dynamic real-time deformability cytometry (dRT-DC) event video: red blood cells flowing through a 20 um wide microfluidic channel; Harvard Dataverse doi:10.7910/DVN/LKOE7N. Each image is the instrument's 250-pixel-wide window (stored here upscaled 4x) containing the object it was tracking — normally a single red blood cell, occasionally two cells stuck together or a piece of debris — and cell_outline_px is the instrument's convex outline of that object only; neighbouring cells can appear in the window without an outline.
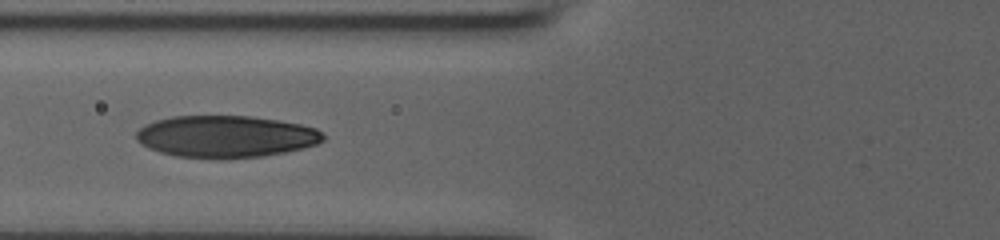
{"species": "human", "species_latin": "Homo sapiens", "temperature_condition": "room temperature", "stored_images_in_passage": 22, "camera_frame_rate_fps": 3000, "um_per_image_px": 0.085, "donor": {"sex": "male"}, "frame": {"image": 1, "passage_image": 14, "time_ms": 4.333, "image_size_px": [1000, 240], "cell_outline_px": [[324, 140], [316, 144], [304, 148], [264, 156], [176, 156], [160, 152], [148, 148], [136, 140], [136, 132], [144, 124], [156, 120], [172, 116], [252, 116], [280, 120], [300, 124], [316, 128], [324, 136]], "centroid_in_image_um": [19.19, 11.56], "position_along_channel_um": 106.6, "area_um2": 44.91}}
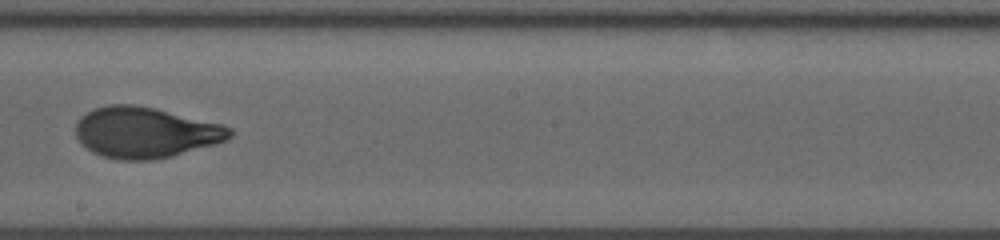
{"frame": {"image": 2, "passage_image": 19, "time_ms": 6.0, "image_size_px": [1000, 240], "cell_outline_px": [[232, 136], [228, 140], [216, 144], [172, 156], [156, 160], [120, 160], [104, 156], [92, 152], [80, 144], [76, 136], [76, 124], [80, 116], [92, 108], [108, 104], [136, 104], [156, 108], [224, 124], [232, 128]], "centroid_in_image_um": [12.36, 11.25], "position_along_channel_um": 235.8, "area_um2": 46.3}}
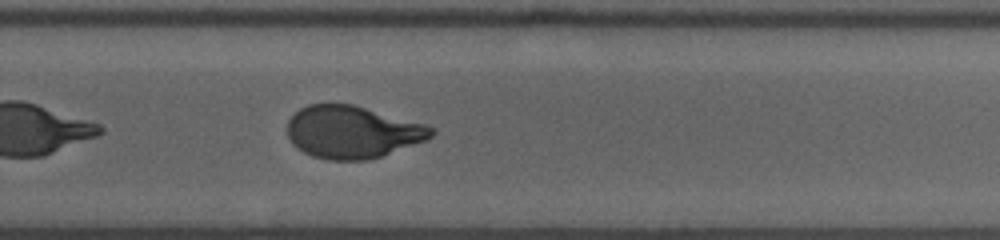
{"frame": {"image": 3, "passage_image": 22, "time_ms": 7.0, "image_size_px": [1000, 240], "cell_outline_px": [[436, 132], [428, 140], [368, 160], [328, 160], [312, 156], [296, 148], [292, 144], [288, 136], [288, 120], [300, 108], [308, 104], [352, 104], [424, 124], [432, 128]], "centroid_in_image_um": [29.93, 11.23], "position_along_channel_um": 299.9, "area_um2": 43.81}}